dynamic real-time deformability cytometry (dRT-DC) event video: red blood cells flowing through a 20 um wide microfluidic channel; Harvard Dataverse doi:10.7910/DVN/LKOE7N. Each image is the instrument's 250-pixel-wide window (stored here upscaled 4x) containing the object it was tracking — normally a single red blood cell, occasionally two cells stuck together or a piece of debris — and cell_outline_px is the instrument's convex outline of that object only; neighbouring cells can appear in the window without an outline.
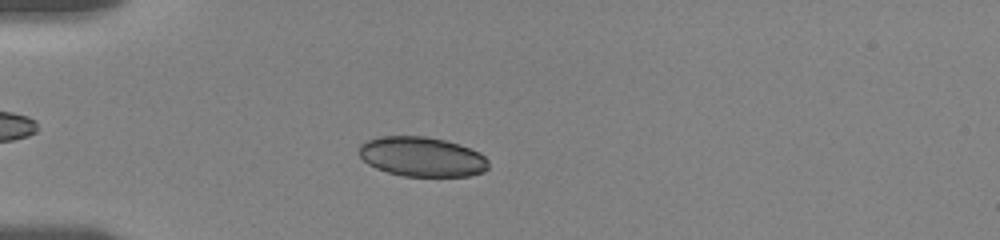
{"species": "human", "species_latin": "Homo sapiens", "temperature_condition": "room temperature", "stored_images_in_passage": 56, "camera_frame_rate_fps": 3000, "um_per_image_px": 0.085, "donor": {"sex": "female"}, "frame": {"image": 1, "passage_image": 16, "time_ms": 5.0, "image_size_px": [1000, 240], "cell_outline_px": [[484, 168], [480, 172], [464, 176], [412, 176], [392, 172], [380, 168], [372, 164], [360, 152], [364, 144], [372, 140], [396, 136], [408, 136], [440, 140], [456, 144], [468, 148], [476, 152], [484, 160]], "centroid_in_image_um": [35.89, 13.34], "position_along_channel_um": 49.1, "area_um2": 27.46}}
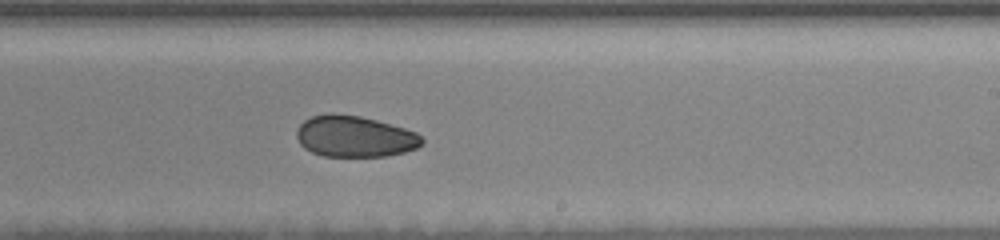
{"frame": {"image": 2, "passage_image": 35, "time_ms": 11.333, "image_size_px": [1000, 240], "cell_outline_px": [[420, 144], [412, 148], [400, 152], [376, 156], [332, 156], [316, 152], [308, 148], [300, 140], [300, 128], [308, 120], [316, 116], [352, 116], [372, 120], [400, 128], [412, 132], [420, 136]], "centroid_in_image_um": [30.18, 11.63], "position_along_channel_um": 258.8, "area_um2": 27.22}}
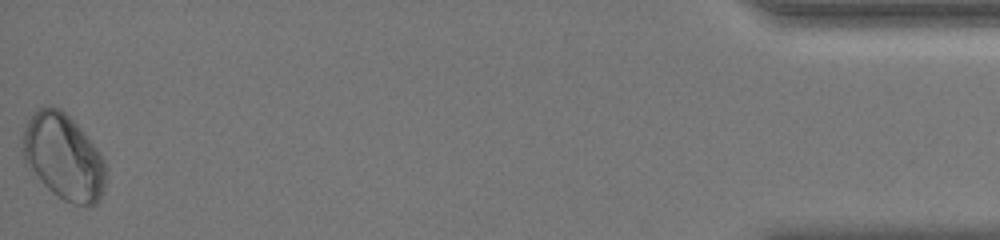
{"frame": {"image": 3, "passage_image": 56, "time_ms": 18.333, "image_size_px": [1000, 240], "cell_outline_px": [[96, 192], [92, 196], [32, 140], [32, 128], [36, 120], [44, 112], [56, 112], [72, 128], [80, 140], [92, 164], [96, 176]], "centroid_in_image_um": [5.5, 12.66], "position_along_channel_um": 429.7, "area_um2": 18.73}, "authors_computed_cell_mechanics": {"area_um2": 26.7325, "velocity_mm_per_s": 3.6303, "shape_relaxation_time_tau1_ms": null, "shape_relaxation_time_tau2_ms": 9.2863, "deformation_change_tau1": null, "deformation_change_tau2": 0.0987}}